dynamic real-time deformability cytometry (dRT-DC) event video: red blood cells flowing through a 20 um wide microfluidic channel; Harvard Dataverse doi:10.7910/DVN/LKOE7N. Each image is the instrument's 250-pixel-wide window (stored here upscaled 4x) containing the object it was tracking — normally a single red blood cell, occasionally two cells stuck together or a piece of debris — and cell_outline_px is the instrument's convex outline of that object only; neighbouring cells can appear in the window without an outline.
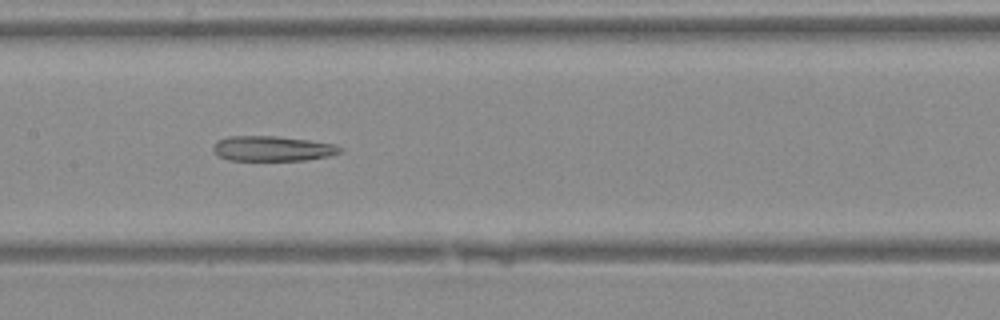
{"species": "Egyptian fruit bat (a non-hibernating species)", "species_latin": "Rousettus aegyptiacus", "temperature_condition": "warm", "stored_images_in_passage": 39, "camera_frame_rate_fps": 3000, "um_per_image_px": 0.085, "animal": {"sex": "female"}, "frame": {"image": 1, "passage_image": 19, "time_ms": 6.0, "image_size_px": [1000, 320], "cell_outline_px": [[344, 148], [340, 152], [328, 156], [304, 160], [228, 160], [220, 156], [212, 148], [212, 144], [216, 140], [228, 136], [276, 136], [308, 140], [336, 144]], "centroid_in_image_um": [23.14, 12.62], "position_along_channel_um": 184.3, "area_um2": 18.55}}
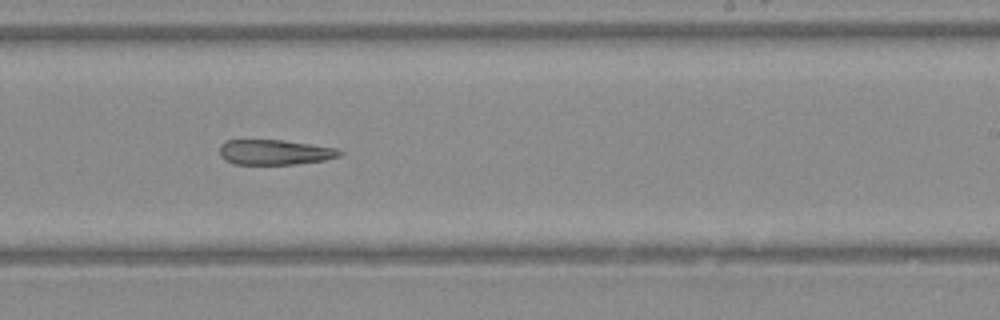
{"frame": {"image": 2, "passage_image": 24, "time_ms": 7.667, "image_size_px": [1000, 320], "cell_outline_px": [[344, 152], [340, 156], [324, 160], [296, 164], [236, 164], [224, 160], [220, 156], [220, 144], [228, 140], [284, 140], [336, 148]], "centroid_in_image_um": [23.35, 12.94], "position_along_channel_um": 265.6, "area_um2": 17.57}}
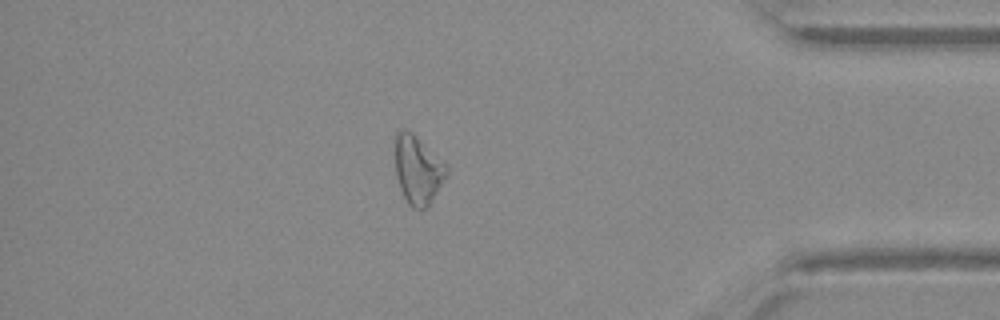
{"frame": {"image": 3, "passage_image": 34, "time_ms": 11.0, "image_size_px": [1000, 320], "cell_outline_px": [[448, 172], [428, 208], [416, 208], [408, 204], [400, 188], [396, 176], [396, 132], [404, 128], [412, 132], [444, 160], [448, 164]], "centroid_in_image_um": [35.54, 14.42], "position_along_channel_um": 399.7, "area_um2": 20.52}}